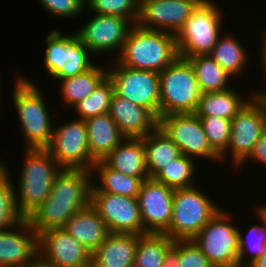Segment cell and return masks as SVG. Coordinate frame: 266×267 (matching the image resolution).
<instances>
[{
    "mask_svg": "<svg viewBox=\"0 0 266 267\" xmlns=\"http://www.w3.org/2000/svg\"><path fill=\"white\" fill-rule=\"evenodd\" d=\"M92 172L84 169H62L54 179L48 198L26 218L37 235L63 228L78 211L90 205Z\"/></svg>",
    "mask_w": 266,
    "mask_h": 267,
    "instance_id": "1",
    "label": "cell"
},
{
    "mask_svg": "<svg viewBox=\"0 0 266 267\" xmlns=\"http://www.w3.org/2000/svg\"><path fill=\"white\" fill-rule=\"evenodd\" d=\"M115 57L120 65L160 73L179 57L176 35L134 24Z\"/></svg>",
    "mask_w": 266,
    "mask_h": 267,
    "instance_id": "2",
    "label": "cell"
},
{
    "mask_svg": "<svg viewBox=\"0 0 266 267\" xmlns=\"http://www.w3.org/2000/svg\"><path fill=\"white\" fill-rule=\"evenodd\" d=\"M24 150L18 186L13 188L17 212L22 218H27L48 198L54 179L62 168L46 148Z\"/></svg>",
    "mask_w": 266,
    "mask_h": 267,
    "instance_id": "3",
    "label": "cell"
},
{
    "mask_svg": "<svg viewBox=\"0 0 266 267\" xmlns=\"http://www.w3.org/2000/svg\"><path fill=\"white\" fill-rule=\"evenodd\" d=\"M18 75V76H17ZM14 78L12 103L19 119L24 148H46L52 139L53 115L47 107L41 89L30 78L17 74ZM47 102V103H45ZM49 110V111H48Z\"/></svg>",
    "mask_w": 266,
    "mask_h": 267,
    "instance_id": "4",
    "label": "cell"
},
{
    "mask_svg": "<svg viewBox=\"0 0 266 267\" xmlns=\"http://www.w3.org/2000/svg\"><path fill=\"white\" fill-rule=\"evenodd\" d=\"M200 189L195 185L174 190L172 218L168 230L164 233L170 239L192 240L223 208Z\"/></svg>",
    "mask_w": 266,
    "mask_h": 267,
    "instance_id": "5",
    "label": "cell"
},
{
    "mask_svg": "<svg viewBox=\"0 0 266 267\" xmlns=\"http://www.w3.org/2000/svg\"><path fill=\"white\" fill-rule=\"evenodd\" d=\"M159 77L160 117L196 112L202 92L187 59L178 57L159 73Z\"/></svg>",
    "mask_w": 266,
    "mask_h": 267,
    "instance_id": "6",
    "label": "cell"
},
{
    "mask_svg": "<svg viewBox=\"0 0 266 267\" xmlns=\"http://www.w3.org/2000/svg\"><path fill=\"white\" fill-rule=\"evenodd\" d=\"M213 1L203 0L176 34L179 57L186 59L211 53L222 34L224 19L223 10Z\"/></svg>",
    "mask_w": 266,
    "mask_h": 267,
    "instance_id": "7",
    "label": "cell"
},
{
    "mask_svg": "<svg viewBox=\"0 0 266 267\" xmlns=\"http://www.w3.org/2000/svg\"><path fill=\"white\" fill-rule=\"evenodd\" d=\"M228 211L223 207L192 239L214 267L238 265V226Z\"/></svg>",
    "mask_w": 266,
    "mask_h": 267,
    "instance_id": "8",
    "label": "cell"
},
{
    "mask_svg": "<svg viewBox=\"0 0 266 267\" xmlns=\"http://www.w3.org/2000/svg\"><path fill=\"white\" fill-rule=\"evenodd\" d=\"M265 129L266 106L255 94L231 120V138L220 156L221 163L230 155L232 166L237 169L249 157Z\"/></svg>",
    "mask_w": 266,
    "mask_h": 267,
    "instance_id": "9",
    "label": "cell"
},
{
    "mask_svg": "<svg viewBox=\"0 0 266 267\" xmlns=\"http://www.w3.org/2000/svg\"><path fill=\"white\" fill-rule=\"evenodd\" d=\"M111 59L114 62L110 63L107 70L114 86V93L148 109L158 119L160 117L159 72L129 68Z\"/></svg>",
    "mask_w": 266,
    "mask_h": 267,
    "instance_id": "10",
    "label": "cell"
},
{
    "mask_svg": "<svg viewBox=\"0 0 266 267\" xmlns=\"http://www.w3.org/2000/svg\"><path fill=\"white\" fill-rule=\"evenodd\" d=\"M68 121L60 125L54 123L52 139L46 149L62 169L91 171L95 161L89 154L86 123L77 118Z\"/></svg>",
    "mask_w": 266,
    "mask_h": 267,
    "instance_id": "11",
    "label": "cell"
},
{
    "mask_svg": "<svg viewBox=\"0 0 266 267\" xmlns=\"http://www.w3.org/2000/svg\"><path fill=\"white\" fill-rule=\"evenodd\" d=\"M158 127L178 146L181 154L221 162L211 148L203 126L195 113L168 114L158 118Z\"/></svg>",
    "mask_w": 266,
    "mask_h": 267,
    "instance_id": "12",
    "label": "cell"
},
{
    "mask_svg": "<svg viewBox=\"0 0 266 267\" xmlns=\"http://www.w3.org/2000/svg\"><path fill=\"white\" fill-rule=\"evenodd\" d=\"M134 23L120 16L94 14L82 28L74 31L82 44L93 54L119 55ZM110 51V52H109Z\"/></svg>",
    "mask_w": 266,
    "mask_h": 267,
    "instance_id": "13",
    "label": "cell"
},
{
    "mask_svg": "<svg viewBox=\"0 0 266 267\" xmlns=\"http://www.w3.org/2000/svg\"><path fill=\"white\" fill-rule=\"evenodd\" d=\"M90 205L106 223L110 233L144 234L137 198L99 192L92 185Z\"/></svg>",
    "mask_w": 266,
    "mask_h": 267,
    "instance_id": "14",
    "label": "cell"
},
{
    "mask_svg": "<svg viewBox=\"0 0 266 267\" xmlns=\"http://www.w3.org/2000/svg\"><path fill=\"white\" fill-rule=\"evenodd\" d=\"M174 189L154 178L145 179L140 187L137 201L144 234H164L172 218Z\"/></svg>",
    "mask_w": 266,
    "mask_h": 267,
    "instance_id": "15",
    "label": "cell"
},
{
    "mask_svg": "<svg viewBox=\"0 0 266 267\" xmlns=\"http://www.w3.org/2000/svg\"><path fill=\"white\" fill-rule=\"evenodd\" d=\"M203 0H140V27L177 34Z\"/></svg>",
    "mask_w": 266,
    "mask_h": 267,
    "instance_id": "16",
    "label": "cell"
},
{
    "mask_svg": "<svg viewBox=\"0 0 266 267\" xmlns=\"http://www.w3.org/2000/svg\"><path fill=\"white\" fill-rule=\"evenodd\" d=\"M39 259L54 267H91V253L63 228L38 235Z\"/></svg>",
    "mask_w": 266,
    "mask_h": 267,
    "instance_id": "17",
    "label": "cell"
},
{
    "mask_svg": "<svg viewBox=\"0 0 266 267\" xmlns=\"http://www.w3.org/2000/svg\"><path fill=\"white\" fill-rule=\"evenodd\" d=\"M38 258V235L26 218L0 231V267H31Z\"/></svg>",
    "mask_w": 266,
    "mask_h": 267,
    "instance_id": "18",
    "label": "cell"
},
{
    "mask_svg": "<svg viewBox=\"0 0 266 267\" xmlns=\"http://www.w3.org/2000/svg\"><path fill=\"white\" fill-rule=\"evenodd\" d=\"M109 115L125 138H143L158 127V119L148 109L115 93L112 96Z\"/></svg>",
    "mask_w": 266,
    "mask_h": 267,
    "instance_id": "19",
    "label": "cell"
},
{
    "mask_svg": "<svg viewBox=\"0 0 266 267\" xmlns=\"http://www.w3.org/2000/svg\"><path fill=\"white\" fill-rule=\"evenodd\" d=\"M138 235L109 233L91 253V267H134Z\"/></svg>",
    "mask_w": 266,
    "mask_h": 267,
    "instance_id": "20",
    "label": "cell"
},
{
    "mask_svg": "<svg viewBox=\"0 0 266 267\" xmlns=\"http://www.w3.org/2000/svg\"><path fill=\"white\" fill-rule=\"evenodd\" d=\"M63 229L90 253L102 244L110 233L106 223L91 205L76 212Z\"/></svg>",
    "mask_w": 266,
    "mask_h": 267,
    "instance_id": "21",
    "label": "cell"
},
{
    "mask_svg": "<svg viewBox=\"0 0 266 267\" xmlns=\"http://www.w3.org/2000/svg\"><path fill=\"white\" fill-rule=\"evenodd\" d=\"M84 121L87 127L89 154L95 162L104 160L125 138L109 113Z\"/></svg>",
    "mask_w": 266,
    "mask_h": 267,
    "instance_id": "22",
    "label": "cell"
},
{
    "mask_svg": "<svg viewBox=\"0 0 266 267\" xmlns=\"http://www.w3.org/2000/svg\"><path fill=\"white\" fill-rule=\"evenodd\" d=\"M103 161L127 176L149 177L143 138H124Z\"/></svg>",
    "mask_w": 266,
    "mask_h": 267,
    "instance_id": "23",
    "label": "cell"
},
{
    "mask_svg": "<svg viewBox=\"0 0 266 267\" xmlns=\"http://www.w3.org/2000/svg\"><path fill=\"white\" fill-rule=\"evenodd\" d=\"M237 90L231 87L224 91L202 93L195 114L198 117L215 116L232 120L256 94V92L251 91V96L245 95L244 97Z\"/></svg>",
    "mask_w": 266,
    "mask_h": 267,
    "instance_id": "24",
    "label": "cell"
},
{
    "mask_svg": "<svg viewBox=\"0 0 266 267\" xmlns=\"http://www.w3.org/2000/svg\"><path fill=\"white\" fill-rule=\"evenodd\" d=\"M242 42L234 34H222L219 36L209 56L215 60L225 72L232 78H241L248 62L251 60L249 53ZM249 58V59H248ZM243 72V73H242ZM240 76V77H239Z\"/></svg>",
    "mask_w": 266,
    "mask_h": 267,
    "instance_id": "25",
    "label": "cell"
},
{
    "mask_svg": "<svg viewBox=\"0 0 266 267\" xmlns=\"http://www.w3.org/2000/svg\"><path fill=\"white\" fill-rule=\"evenodd\" d=\"M143 144L149 178H154L182 155L178 146L159 127L143 137Z\"/></svg>",
    "mask_w": 266,
    "mask_h": 267,
    "instance_id": "26",
    "label": "cell"
},
{
    "mask_svg": "<svg viewBox=\"0 0 266 267\" xmlns=\"http://www.w3.org/2000/svg\"><path fill=\"white\" fill-rule=\"evenodd\" d=\"M97 171V172H96ZM93 180L95 173L99 185L93 181V186L99 192L137 198L142 182L149 177H131L110 168L103 160L96 161L91 169ZM95 172V173H94Z\"/></svg>",
    "mask_w": 266,
    "mask_h": 267,
    "instance_id": "27",
    "label": "cell"
},
{
    "mask_svg": "<svg viewBox=\"0 0 266 267\" xmlns=\"http://www.w3.org/2000/svg\"><path fill=\"white\" fill-rule=\"evenodd\" d=\"M107 66L96 64L85 73L74 77L61 79L58 89L62 105L72 108L77 102L89 96L97 85L108 75ZM69 106V107H68Z\"/></svg>",
    "mask_w": 266,
    "mask_h": 267,
    "instance_id": "28",
    "label": "cell"
},
{
    "mask_svg": "<svg viewBox=\"0 0 266 267\" xmlns=\"http://www.w3.org/2000/svg\"><path fill=\"white\" fill-rule=\"evenodd\" d=\"M192 65L199 88L202 93L224 91L233 86L229 85L231 77L209 55H198L186 58Z\"/></svg>",
    "mask_w": 266,
    "mask_h": 267,
    "instance_id": "29",
    "label": "cell"
},
{
    "mask_svg": "<svg viewBox=\"0 0 266 267\" xmlns=\"http://www.w3.org/2000/svg\"><path fill=\"white\" fill-rule=\"evenodd\" d=\"M174 240L166 234L146 233L138 235L134 267H161L166 252Z\"/></svg>",
    "mask_w": 266,
    "mask_h": 267,
    "instance_id": "30",
    "label": "cell"
},
{
    "mask_svg": "<svg viewBox=\"0 0 266 267\" xmlns=\"http://www.w3.org/2000/svg\"><path fill=\"white\" fill-rule=\"evenodd\" d=\"M71 34L65 35V50L68 53V62L54 77L55 81L83 74L96 64V60L91 57L93 54L82 44L76 33L72 32Z\"/></svg>",
    "mask_w": 266,
    "mask_h": 267,
    "instance_id": "31",
    "label": "cell"
},
{
    "mask_svg": "<svg viewBox=\"0 0 266 267\" xmlns=\"http://www.w3.org/2000/svg\"><path fill=\"white\" fill-rule=\"evenodd\" d=\"M114 86L107 75L86 98L77 102L72 108L75 118L87 120L89 118L109 113ZM79 116V117H78Z\"/></svg>",
    "mask_w": 266,
    "mask_h": 267,
    "instance_id": "32",
    "label": "cell"
},
{
    "mask_svg": "<svg viewBox=\"0 0 266 267\" xmlns=\"http://www.w3.org/2000/svg\"><path fill=\"white\" fill-rule=\"evenodd\" d=\"M196 159L181 155L166 165L154 179L172 189L190 188L195 186ZM194 180V181H193Z\"/></svg>",
    "mask_w": 266,
    "mask_h": 267,
    "instance_id": "33",
    "label": "cell"
},
{
    "mask_svg": "<svg viewBox=\"0 0 266 267\" xmlns=\"http://www.w3.org/2000/svg\"><path fill=\"white\" fill-rule=\"evenodd\" d=\"M259 223L251 225L246 235H243L242 230L238 228V265L240 266H249L257 258L266 254V227L261 221Z\"/></svg>",
    "mask_w": 266,
    "mask_h": 267,
    "instance_id": "34",
    "label": "cell"
},
{
    "mask_svg": "<svg viewBox=\"0 0 266 267\" xmlns=\"http://www.w3.org/2000/svg\"><path fill=\"white\" fill-rule=\"evenodd\" d=\"M8 171L5 162H0V231L15 226L23 219L16 209L13 177Z\"/></svg>",
    "mask_w": 266,
    "mask_h": 267,
    "instance_id": "35",
    "label": "cell"
},
{
    "mask_svg": "<svg viewBox=\"0 0 266 267\" xmlns=\"http://www.w3.org/2000/svg\"><path fill=\"white\" fill-rule=\"evenodd\" d=\"M140 0H86L85 9L96 14L120 16L136 24L139 17Z\"/></svg>",
    "mask_w": 266,
    "mask_h": 267,
    "instance_id": "36",
    "label": "cell"
},
{
    "mask_svg": "<svg viewBox=\"0 0 266 267\" xmlns=\"http://www.w3.org/2000/svg\"><path fill=\"white\" fill-rule=\"evenodd\" d=\"M47 48L44 56V66L48 75L53 78L62 70L68 62V53L65 50V35L62 31L52 30L45 38Z\"/></svg>",
    "mask_w": 266,
    "mask_h": 267,
    "instance_id": "37",
    "label": "cell"
},
{
    "mask_svg": "<svg viewBox=\"0 0 266 267\" xmlns=\"http://www.w3.org/2000/svg\"><path fill=\"white\" fill-rule=\"evenodd\" d=\"M211 148L221 156L231 138V120L221 117H199Z\"/></svg>",
    "mask_w": 266,
    "mask_h": 267,
    "instance_id": "38",
    "label": "cell"
},
{
    "mask_svg": "<svg viewBox=\"0 0 266 267\" xmlns=\"http://www.w3.org/2000/svg\"><path fill=\"white\" fill-rule=\"evenodd\" d=\"M42 8L58 18H76L85 10L83 0H38Z\"/></svg>",
    "mask_w": 266,
    "mask_h": 267,
    "instance_id": "39",
    "label": "cell"
},
{
    "mask_svg": "<svg viewBox=\"0 0 266 267\" xmlns=\"http://www.w3.org/2000/svg\"><path fill=\"white\" fill-rule=\"evenodd\" d=\"M178 267H214L192 240L179 241Z\"/></svg>",
    "mask_w": 266,
    "mask_h": 267,
    "instance_id": "40",
    "label": "cell"
},
{
    "mask_svg": "<svg viewBox=\"0 0 266 267\" xmlns=\"http://www.w3.org/2000/svg\"><path fill=\"white\" fill-rule=\"evenodd\" d=\"M250 159L252 160V162L255 160L254 162H258L266 166V129L254 145V148L249 157L239 167H242L243 165H245V163H249L247 161H249Z\"/></svg>",
    "mask_w": 266,
    "mask_h": 267,
    "instance_id": "41",
    "label": "cell"
},
{
    "mask_svg": "<svg viewBox=\"0 0 266 267\" xmlns=\"http://www.w3.org/2000/svg\"><path fill=\"white\" fill-rule=\"evenodd\" d=\"M179 262V241H174L173 246L166 252L161 267H178Z\"/></svg>",
    "mask_w": 266,
    "mask_h": 267,
    "instance_id": "42",
    "label": "cell"
},
{
    "mask_svg": "<svg viewBox=\"0 0 266 267\" xmlns=\"http://www.w3.org/2000/svg\"><path fill=\"white\" fill-rule=\"evenodd\" d=\"M263 38H262V40H261V43L262 44H260V45H262L261 46V48H262V52H260V53H262L261 55H260V58H261V62H260V64L262 65V66H260V68L262 67L263 69H262V73H264V75H266V30H265V32H263V34L261 35ZM265 80H266V77H265Z\"/></svg>",
    "mask_w": 266,
    "mask_h": 267,
    "instance_id": "43",
    "label": "cell"
},
{
    "mask_svg": "<svg viewBox=\"0 0 266 267\" xmlns=\"http://www.w3.org/2000/svg\"><path fill=\"white\" fill-rule=\"evenodd\" d=\"M255 213L257 214L256 217H258L259 220L262 221L263 225L266 227V203L262 205H258L257 207H254Z\"/></svg>",
    "mask_w": 266,
    "mask_h": 267,
    "instance_id": "44",
    "label": "cell"
},
{
    "mask_svg": "<svg viewBox=\"0 0 266 267\" xmlns=\"http://www.w3.org/2000/svg\"><path fill=\"white\" fill-rule=\"evenodd\" d=\"M249 267H266V254L257 258Z\"/></svg>",
    "mask_w": 266,
    "mask_h": 267,
    "instance_id": "45",
    "label": "cell"
},
{
    "mask_svg": "<svg viewBox=\"0 0 266 267\" xmlns=\"http://www.w3.org/2000/svg\"><path fill=\"white\" fill-rule=\"evenodd\" d=\"M31 267H54V266H51L38 258Z\"/></svg>",
    "mask_w": 266,
    "mask_h": 267,
    "instance_id": "46",
    "label": "cell"
},
{
    "mask_svg": "<svg viewBox=\"0 0 266 267\" xmlns=\"http://www.w3.org/2000/svg\"><path fill=\"white\" fill-rule=\"evenodd\" d=\"M255 92L260 97V99L265 103V106H266V90L265 92L262 90L255 91Z\"/></svg>",
    "mask_w": 266,
    "mask_h": 267,
    "instance_id": "47",
    "label": "cell"
},
{
    "mask_svg": "<svg viewBox=\"0 0 266 267\" xmlns=\"http://www.w3.org/2000/svg\"><path fill=\"white\" fill-rule=\"evenodd\" d=\"M234 267H249V266H240V265H237V266H234Z\"/></svg>",
    "mask_w": 266,
    "mask_h": 267,
    "instance_id": "48",
    "label": "cell"
}]
</instances>
